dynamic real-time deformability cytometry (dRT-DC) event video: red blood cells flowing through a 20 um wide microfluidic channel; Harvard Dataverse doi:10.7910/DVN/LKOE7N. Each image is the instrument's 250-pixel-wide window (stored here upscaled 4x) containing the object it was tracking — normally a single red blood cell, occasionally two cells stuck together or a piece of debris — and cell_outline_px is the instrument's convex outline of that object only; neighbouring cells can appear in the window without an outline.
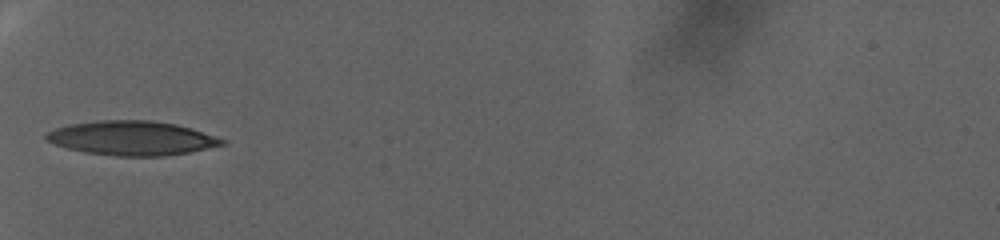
{"species": "human", "species_latin": "Homo sapiens", "temperature_condition": "warm", "stored_images_in_passage": 58, "camera_frame_rate_fps": 3000, "um_per_image_px": 0.085, "donor": {"sex": "female"}, "frame": {"image": 1, "passage_image": 1, "time_ms": 0.0, "image_size_px": [1000, 240], "cell_outline_px": [[228, 140], [224, 144], [188, 152], [164, 156], [116, 156], [84, 152], [68, 148], [56, 144], [48, 140], [44, 136], [48, 132], [56, 128], [68, 124], [96, 120], [148, 120], [176, 124], [192, 128]], "centroid_in_image_um": [11.22, 11.73], "position_along_channel_um": 73.8, "area_um2": 35.03}}
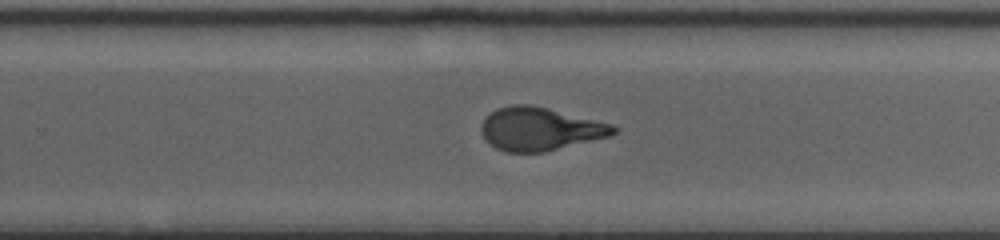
{"frame": {"image": 2, "passage_image": 30, "time_ms": 9.667, "image_size_px": [1000, 240], "cell_outline_px": [[620, 128], [616, 132], [608, 136], [544, 152], [504, 152], [496, 148], [480, 132], [480, 124], [496, 108], [512, 104], [528, 104], [548, 108], [612, 124]], "centroid_in_image_um": [45.88, 10.95], "position_along_channel_um": 283.9, "area_um2": 32.95}}
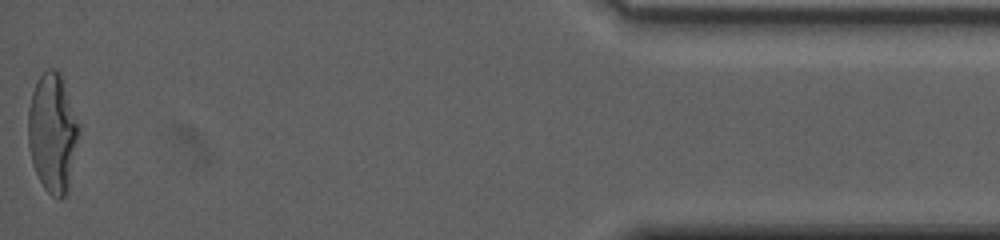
{"frame": {"image": 3, "passage_image": 58, "time_ms": 19.0, "image_size_px": [1000, 240], "cell_outline_px": [[80, 132], [68, 188], [64, 196], [60, 200], [52, 196], [44, 188], [32, 164], [28, 144], [28, 108], [32, 92], [40, 76], [48, 68], [52, 68], [60, 72], [80, 128]], "centroid_in_image_um": [4.46, 11.3], "position_along_channel_um": 430.7, "area_um2": 35.03}, "authors_computed_cell_mechanics": {"area_um2": 33.7841, "velocity_mm_per_s": 2.2476, "shape_relaxation_time_tau1_ms": 10.9738, "shape_relaxation_time_tau2_ms": 1.6431, "deformation_change_tau1": 0.2929, "deformation_change_tau2": 0.0912}}